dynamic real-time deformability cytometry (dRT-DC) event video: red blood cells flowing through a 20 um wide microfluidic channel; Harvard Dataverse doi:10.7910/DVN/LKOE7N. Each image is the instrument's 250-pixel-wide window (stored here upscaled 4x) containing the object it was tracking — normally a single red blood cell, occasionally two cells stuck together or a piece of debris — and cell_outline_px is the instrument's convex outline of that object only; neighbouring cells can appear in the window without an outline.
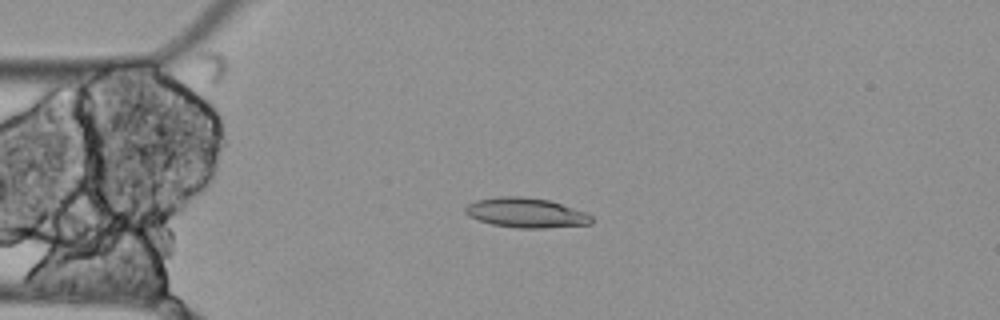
{"species": "Egyptian fruit bat (a non-hibernating species)", "species_latin": "Rousettus aegyptiacus", "temperature_condition": "cold", "stored_images_in_passage": 4, "camera_frame_rate_fps": 3000, "um_per_image_px": 0.085, "animal": {"sex": "female"}, "frame": {"image": 1, "passage_image": 3, "time_ms": 0.667, "image_size_px": [1000, 320], "cell_outline_px": [[592, 224], [544, 228], [520, 228], [492, 224], [468, 216], [464, 212], [464, 208], [468, 204], [476, 200], [496, 196], [524, 196], [548, 200], [584, 212], [592, 216]], "centroid_in_image_um": [44.68, 18.08], "position_along_channel_um": 40.3, "area_um2": 21.79}}